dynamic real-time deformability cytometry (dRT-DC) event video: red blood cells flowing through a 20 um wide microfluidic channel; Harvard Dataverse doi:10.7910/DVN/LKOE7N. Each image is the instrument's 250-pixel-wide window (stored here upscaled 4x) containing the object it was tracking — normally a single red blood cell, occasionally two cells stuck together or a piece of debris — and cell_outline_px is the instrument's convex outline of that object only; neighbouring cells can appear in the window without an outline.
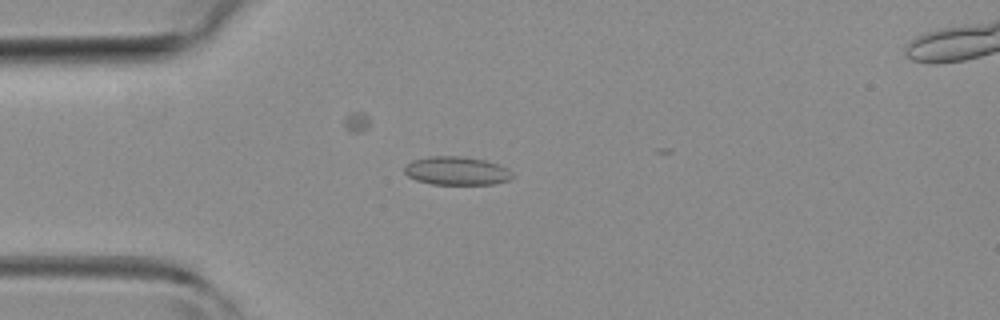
{"species": "common noctule bat (a hibernating species)", "species_latin": "Nyctalus noctula", "temperature_condition": "room temperature", "stored_images_in_passage": 16, "camera_frame_rate_fps": 3000, "um_per_image_px": 0.085, "animal": {"sex": "female", "body_mass_g": 19.3, "forearm_length_mm": 54.1}, "frame": {"image": 1, "passage_image": 5, "time_ms": 1.333, "image_size_px": [1000, 320], "cell_outline_px": [[512, 176], [508, 180], [492, 184], [432, 184], [416, 180], [408, 176], [404, 172], [404, 168], [412, 160], [428, 156], [460, 156], [484, 160], [500, 164], [508, 168], [512, 172]], "centroid_in_image_um": [38.81, 14.51], "position_along_channel_um": 46.2, "area_um2": 17.86}}
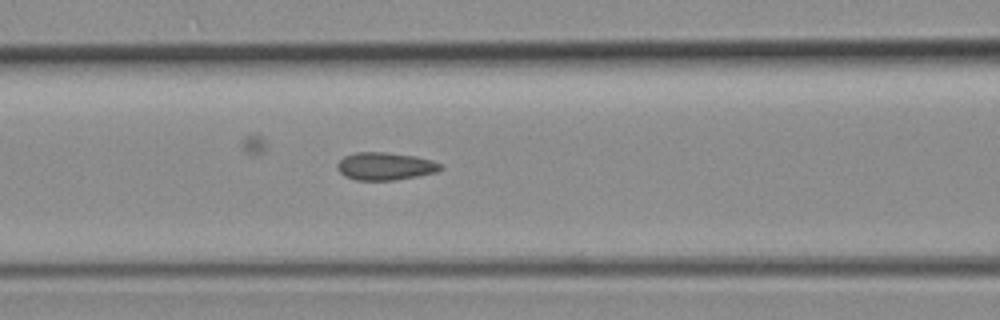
{"frame": {"image": 2, "passage_image": 12, "time_ms": 3.667, "image_size_px": [1000, 320], "cell_outline_px": [[444, 168], [436, 172], [396, 180], [356, 180], [344, 176], [336, 168], [336, 164], [344, 156], [356, 152], [384, 152], [416, 156], [432, 160], [444, 164]], "centroid_in_image_um": [32.75, 14.12], "position_along_channel_um": 133.8, "area_um2": 16.82}}
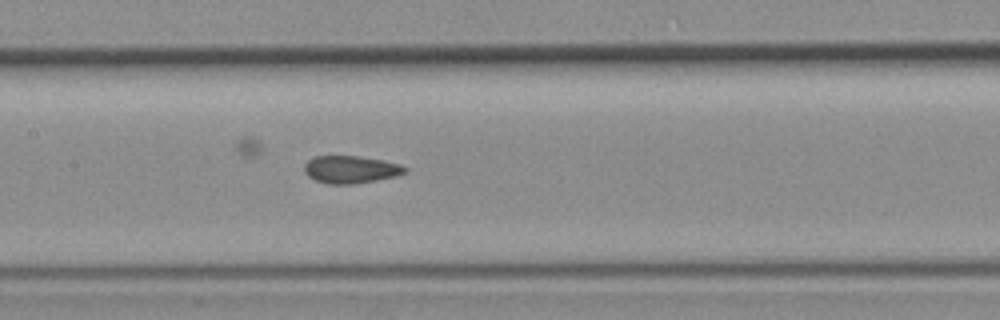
{"frame": {"image": 3, "passage_image": 15, "time_ms": 4.667, "image_size_px": [1000, 320], "cell_outline_px": [[408, 172], [396, 176], [356, 184], [328, 184], [316, 180], [308, 176], [304, 172], [304, 164], [308, 160], [316, 156], [360, 156], [384, 160], [400, 164], [408, 168]], "centroid_in_image_um": [29.84, 14.4], "position_along_channel_um": 177.6, "area_um2": 16.3}}